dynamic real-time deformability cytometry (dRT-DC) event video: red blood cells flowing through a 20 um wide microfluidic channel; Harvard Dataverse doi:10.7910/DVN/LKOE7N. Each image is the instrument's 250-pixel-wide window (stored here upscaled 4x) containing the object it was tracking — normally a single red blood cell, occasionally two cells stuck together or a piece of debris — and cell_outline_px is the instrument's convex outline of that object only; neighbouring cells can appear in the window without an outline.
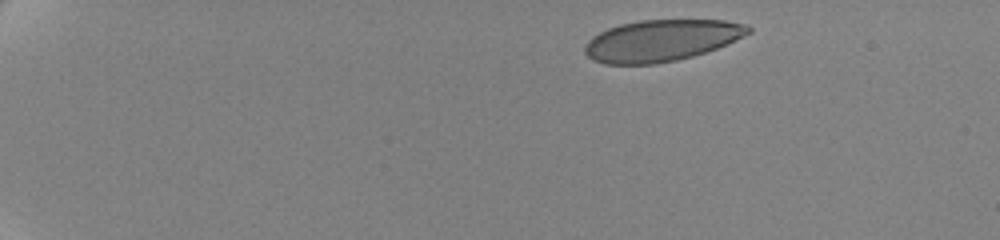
{"species": "human", "species_latin": "Homo sapiens", "temperature_condition": "cold", "stored_images_in_passage": 24, "camera_frame_rate_fps": 3000, "um_per_image_px": 0.085, "donor": {"sex": "female"}, "frame": {"image": 1, "passage_image": 1, "time_ms": 0.0, "image_size_px": [1000, 240], "cell_outline_px": [[752, 32], [716, 48], [692, 56], [676, 60], [656, 64], [604, 64], [592, 60], [584, 52], [584, 44], [592, 36], [608, 28], [620, 24], [640, 20], [724, 20], [748, 24], [752, 28]], "centroid_in_image_um": [56.19, 3.44], "position_along_channel_um": 28.8, "area_um2": 39.59}}
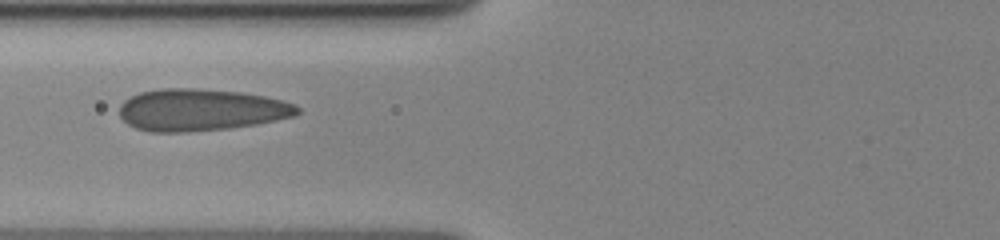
{"frame": {"image": 2, "passage_image": 14, "time_ms": 5.667, "image_size_px": [1000, 240], "cell_outline_px": [[300, 112], [296, 116], [256, 124], [228, 128], [188, 132], [152, 132], [136, 128], [128, 124], [120, 116], [120, 104], [124, 100], [140, 92], [164, 88], [196, 88], [240, 92], [264, 96], [296, 104], [300, 108]], "centroid_in_image_um": [17.08, 9.34], "position_along_channel_um": 108.7, "area_um2": 43.52}}
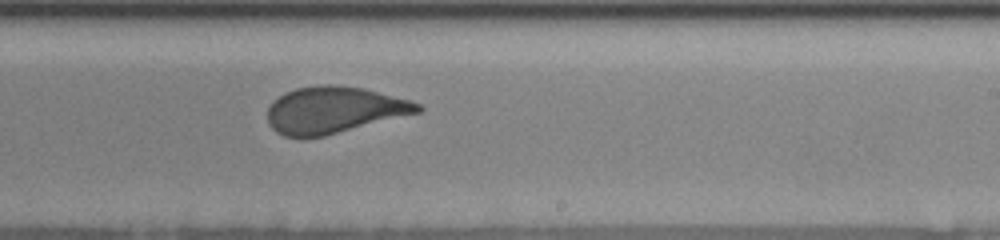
{"frame": {"image": 3, "passage_image": 24, "time_ms": 10.0, "image_size_px": [1000, 240], "cell_outline_px": [[424, 108], [420, 112], [324, 136], [284, 136], [276, 132], [268, 124], [268, 108], [284, 92], [296, 88], [320, 84], [332, 84], [364, 88], [412, 100], [420, 104]], "centroid_in_image_um": [28.42, 9.33], "position_along_channel_um": 260.6, "area_um2": 40.63}}